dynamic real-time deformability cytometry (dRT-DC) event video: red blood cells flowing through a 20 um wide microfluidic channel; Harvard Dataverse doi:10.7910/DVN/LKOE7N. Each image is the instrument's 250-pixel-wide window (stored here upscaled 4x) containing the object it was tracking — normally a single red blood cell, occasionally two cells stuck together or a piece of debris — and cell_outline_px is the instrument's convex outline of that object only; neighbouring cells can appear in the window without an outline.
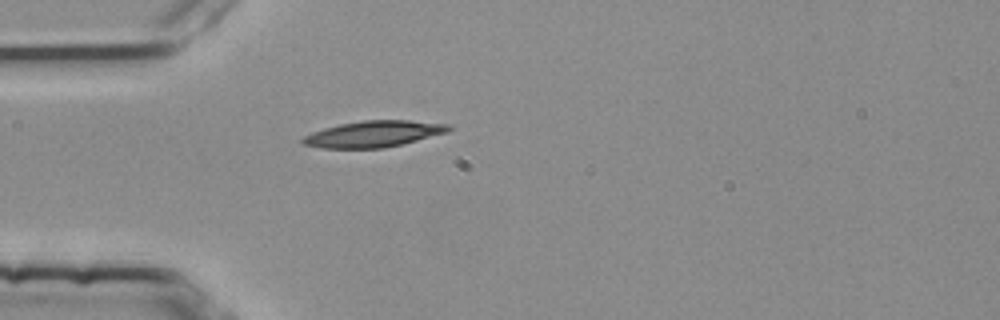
{"species": "common noctule bat (a hibernating species)", "species_latin": "Nyctalus noctula", "temperature_condition": "room temperature", "stored_images_in_passage": 4, "camera_frame_rate_fps": 3000, "um_per_image_px": 0.085, "animal": {"sex": "female", "body_mass_g": 25.1}, "frame": {"image": 1, "passage_image": 4, "time_ms": 1.0, "image_size_px": [1000, 320], "cell_outline_px": [[452, 128], [448, 132], [384, 148], [320, 148], [300, 144], [300, 140], [304, 136], [312, 132], [324, 128], [340, 124], [360, 120], [408, 120], [448, 124]], "centroid_in_image_um": [31.7, 11.38], "position_along_channel_um": 53.3, "area_um2": 22.31}}